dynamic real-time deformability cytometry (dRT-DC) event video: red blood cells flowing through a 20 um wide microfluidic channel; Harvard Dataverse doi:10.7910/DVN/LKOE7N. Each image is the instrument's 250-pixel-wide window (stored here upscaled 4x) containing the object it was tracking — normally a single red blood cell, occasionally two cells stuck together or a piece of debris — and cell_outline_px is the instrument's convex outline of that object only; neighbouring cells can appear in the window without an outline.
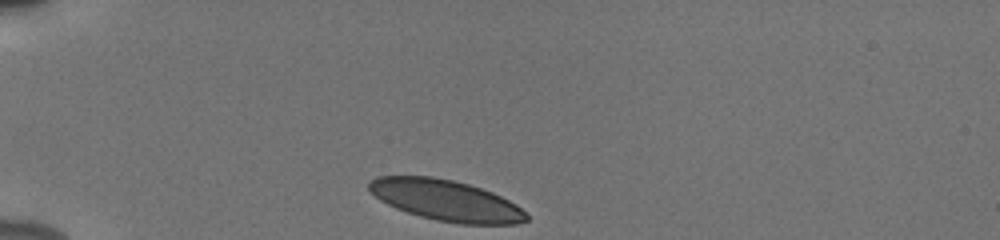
{"species": "human", "species_latin": "Homo sapiens", "temperature_condition": "cold", "stored_images_in_passage": 33, "camera_frame_rate_fps": 3000, "um_per_image_px": 0.085, "donor": {"sex": "male"}, "frame": {"image": 1, "passage_image": 1, "time_ms": 0.0, "image_size_px": [1000, 240], "cell_outline_px": [[528, 220], [516, 224], [460, 224], [436, 220], [420, 216], [396, 208], [380, 200], [368, 188], [368, 180], [376, 176], [432, 176], [452, 180], [468, 184], [492, 192], [516, 204], [528, 216]], "centroid_in_image_um": [37.89, 17.03], "position_along_channel_um": 47.1, "area_um2": 37.34}}
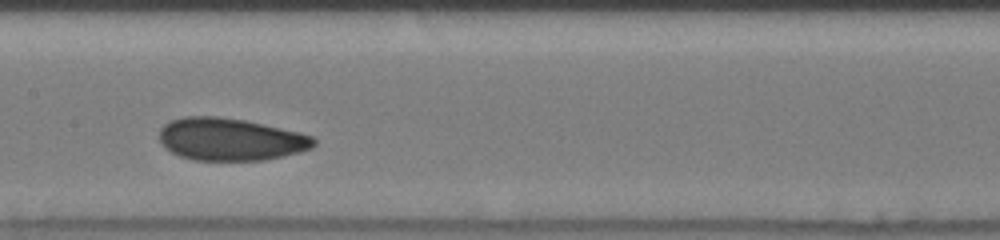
{"frame": {"image": 2, "passage_image": 15, "time_ms": 4.667, "image_size_px": [1000, 240], "cell_outline_px": [[316, 144], [312, 148], [300, 152], [284, 156], [264, 160], [192, 160], [180, 156], [172, 152], [160, 140], [160, 128], [168, 120], [184, 116], [216, 116], [244, 120], [296, 132], [312, 136], [316, 140]], "centroid_in_image_um": [19.57, 11.84], "position_along_channel_um": 187.8, "area_um2": 38.03}}
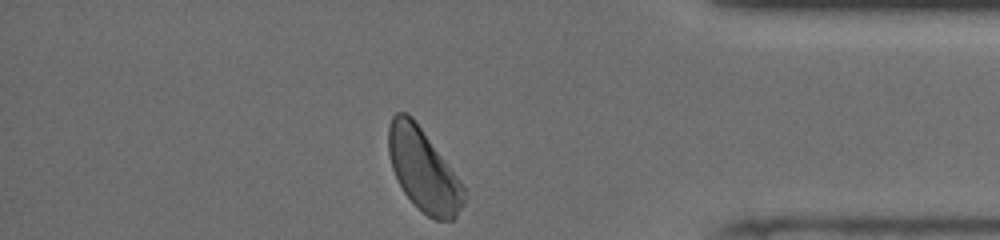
{"frame": {"image": 3, "passage_image": 33, "time_ms": 10.667, "image_size_px": [1000, 240], "cell_outline_px": [[464, 204], [456, 216], [452, 220], [436, 220], [428, 216], [404, 192], [392, 168], [388, 152], [388, 128], [392, 116], [396, 112], [404, 112], [412, 116], [456, 176], [464, 188]], "centroid_in_image_um": [35.96, 14.43], "position_along_channel_um": 399.2, "area_um2": 35.26}, "authors_computed_cell_mechanics": {"area_um2": 37.6278, "velocity_mm_per_s": 3.8475, "shape_relaxation_time_tau1_ms": 4.6857, "shape_relaxation_time_tau2_ms": 1.4879, "deformation_change_tau1": 0.1055, "deformation_change_tau2": 0.0663}}